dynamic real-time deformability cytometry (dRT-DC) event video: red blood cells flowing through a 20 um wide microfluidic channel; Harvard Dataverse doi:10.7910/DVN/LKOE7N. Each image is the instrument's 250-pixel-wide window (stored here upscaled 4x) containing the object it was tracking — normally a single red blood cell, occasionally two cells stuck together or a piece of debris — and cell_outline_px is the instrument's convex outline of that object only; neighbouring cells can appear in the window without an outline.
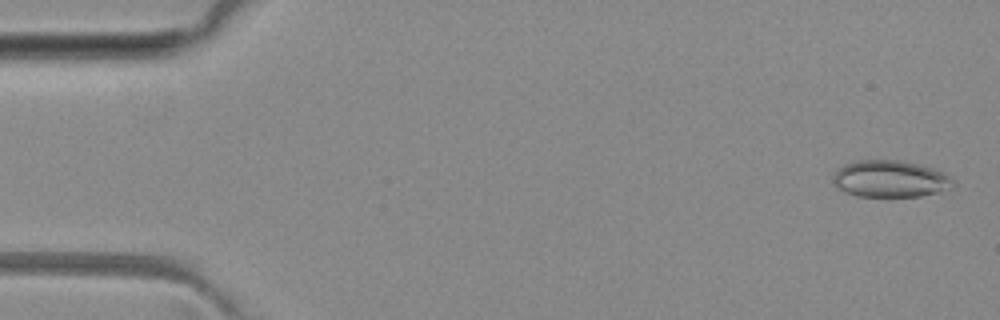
{"species": "common noctule bat (a hibernating species)", "species_latin": "Nyctalus noctula", "temperature_condition": "room temperature", "stored_images_in_passage": 5, "camera_frame_rate_fps": 3000, "um_per_image_px": 0.085, "animal": {"sex": "female", "body_mass_g": 29.2, "forearm_length_mm": 56.3}, "frame": {"image": 1, "passage_image": 1, "time_ms": 0.0, "image_size_px": [1000, 320], "cell_outline_px": [[956, 184], [952, 188], [940, 192], [920, 196], [856, 196], [844, 192], [832, 184], [832, 176], [844, 164], [856, 160], [904, 160], [932, 168], [944, 172], [956, 180]], "centroid_in_image_um": [75.69, 15.2], "position_along_channel_um": 9.3, "area_um2": 26.18}}